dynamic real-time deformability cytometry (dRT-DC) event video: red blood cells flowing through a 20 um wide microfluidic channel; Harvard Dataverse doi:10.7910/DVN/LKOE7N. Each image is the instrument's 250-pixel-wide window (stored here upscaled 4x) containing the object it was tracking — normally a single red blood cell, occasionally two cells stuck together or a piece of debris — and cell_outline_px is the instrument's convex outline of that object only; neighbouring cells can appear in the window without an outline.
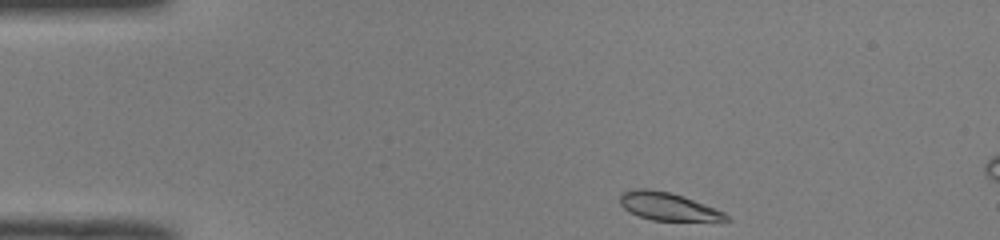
{"species": "common noctule bat (a hibernating species)", "species_latin": "Nyctalus noctula", "temperature_condition": "room temperature", "stored_images_in_passage": 7, "camera_frame_rate_fps": 3000, "um_per_image_px": 0.085, "animal": {"sex": "male", "body_mass_g": 19.0, "forearm_length_mm": 50.8}, "frame": {"image": 1, "passage_image": 1, "time_ms": 0.0, "image_size_px": [1000, 240], "cell_outline_px": [[732, 220], [652, 220], [640, 216], [624, 208], [620, 204], [620, 192], [636, 188], [648, 188], [668, 192], [684, 196], [724, 212]], "centroid_in_image_um": [56.73, 17.52], "position_along_channel_um": 28.3, "area_um2": 16.94}}